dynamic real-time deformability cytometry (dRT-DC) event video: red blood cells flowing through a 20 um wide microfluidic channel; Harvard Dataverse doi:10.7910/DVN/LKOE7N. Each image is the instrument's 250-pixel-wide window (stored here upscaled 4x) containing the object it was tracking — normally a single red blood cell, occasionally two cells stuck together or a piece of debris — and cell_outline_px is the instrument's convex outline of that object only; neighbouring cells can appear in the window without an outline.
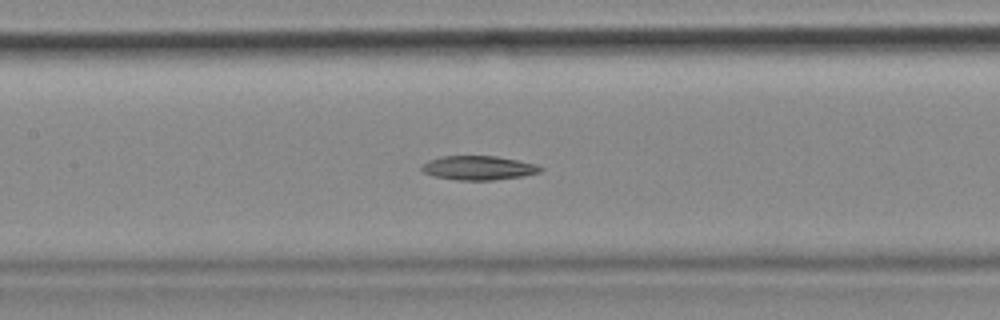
{"species": "common noctule bat (a hibernating species)", "species_latin": "Nyctalus noctula", "temperature_condition": "cold", "stored_images_in_passage": 54, "camera_frame_rate_fps": 3000, "um_per_image_px": 0.085, "animal": {"sex": "female", "body_mass_g": 18.4}, "frame": {"image": 1, "passage_image": 24, "time_ms": 7.667, "image_size_px": [1000, 320], "cell_outline_px": [[544, 168], [540, 172], [524, 176], [496, 180], [456, 180], [436, 176], [424, 172], [420, 168], [428, 160], [440, 156], [496, 156], [536, 164]], "centroid_in_image_um": [40.69, 14.27], "position_along_channel_um": 166.7, "area_um2": 16.65}}